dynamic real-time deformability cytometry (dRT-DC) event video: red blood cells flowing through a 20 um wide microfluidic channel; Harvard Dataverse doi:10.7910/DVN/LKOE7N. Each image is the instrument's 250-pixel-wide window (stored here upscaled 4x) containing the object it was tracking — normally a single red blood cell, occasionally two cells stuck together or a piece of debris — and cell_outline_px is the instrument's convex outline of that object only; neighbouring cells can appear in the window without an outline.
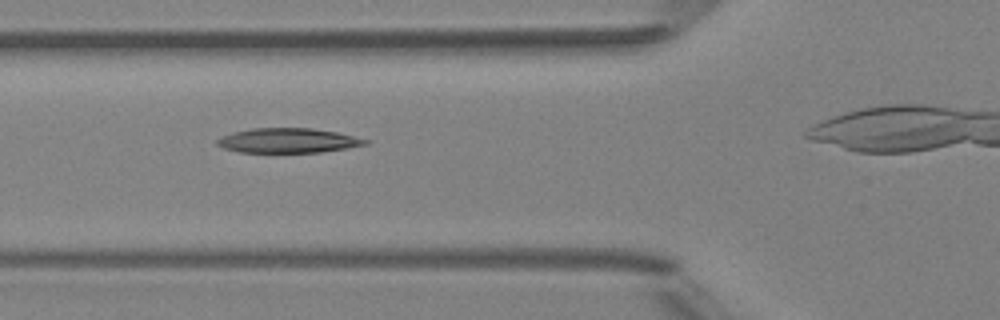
{"species": "Egyptian fruit bat (a non-hibernating species)", "species_latin": "Rousettus aegyptiacus", "temperature_condition": "room temperature", "stored_images_in_passage": 4, "camera_frame_rate_fps": 3000, "um_per_image_px": 0.085, "animal": {"sex": "female"}, "frame": {"image": 1, "passage_image": 2, "time_ms": 1.0, "image_size_px": [1000, 320], "cell_outline_px": [[372, 140], [368, 144], [320, 152], [236, 152], [224, 148], [216, 144], [216, 140], [232, 132], [252, 128], [312, 128], [336, 132]], "centroid_in_image_um": [24.48, 11.94], "position_along_channel_um": 101.3, "area_um2": 21.21}}
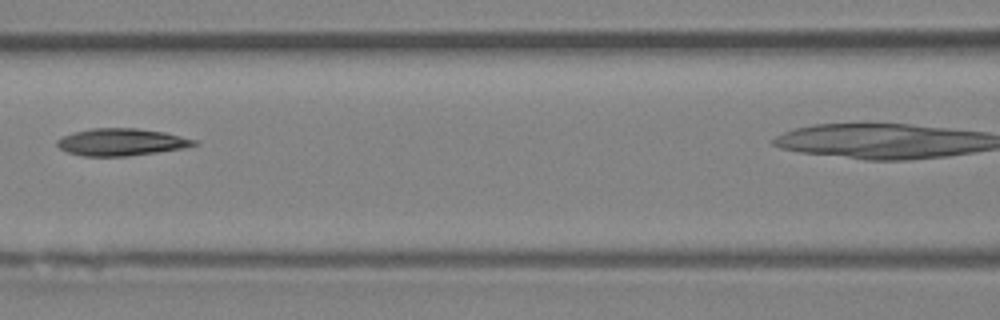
{"frame": {"image": 2, "passage_image": 3, "time_ms": 2.333, "image_size_px": [1000, 320], "cell_outline_px": [[200, 144], [180, 148], [156, 152], [128, 156], [80, 156], [68, 152], [60, 148], [56, 144], [56, 140], [64, 136], [76, 132], [92, 128], [136, 128], [164, 132], [196, 140]], "centroid_in_image_um": [10.29, 12.08], "position_along_channel_um": 156.3, "area_um2": 21.44}}